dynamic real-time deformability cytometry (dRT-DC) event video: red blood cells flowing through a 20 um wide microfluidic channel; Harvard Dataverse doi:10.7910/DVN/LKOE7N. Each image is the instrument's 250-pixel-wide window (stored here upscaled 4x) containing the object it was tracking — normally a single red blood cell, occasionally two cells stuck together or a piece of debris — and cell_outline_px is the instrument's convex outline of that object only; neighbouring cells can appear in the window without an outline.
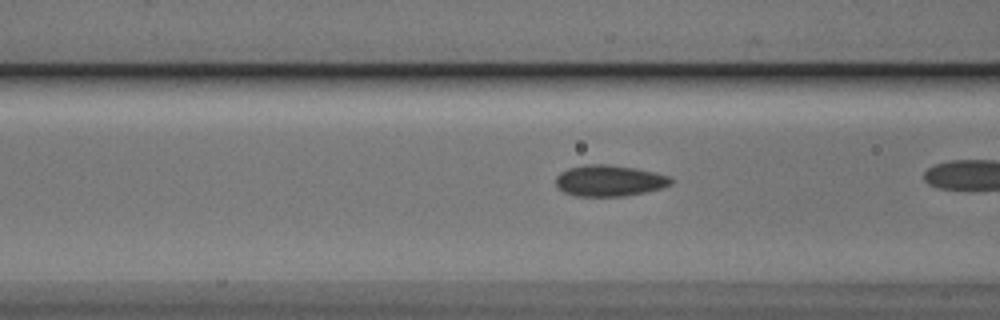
{"species": "Egyptian fruit bat (a non-hibernating species)", "species_latin": "Rousettus aegyptiacus", "temperature_condition": "cold", "stored_images_in_passage": 16, "camera_frame_rate_fps": 3000, "um_per_image_px": 0.085, "animal": {"sex": "male"}, "frame": {"image": 1, "passage_image": 11, "time_ms": 3.333, "image_size_px": [1000, 320], "cell_outline_px": [[676, 180], [672, 184], [664, 188], [624, 196], [576, 196], [564, 192], [556, 184], [556, 176], [560, 172], [568, 168], [584, 164], [608, 164], [636, 168], [656, 172], [668, 176]], "centroid_in_image_um": [51.83, 15.35], "position_along_channel_um": 114.8, "area_um2": 21.15}}